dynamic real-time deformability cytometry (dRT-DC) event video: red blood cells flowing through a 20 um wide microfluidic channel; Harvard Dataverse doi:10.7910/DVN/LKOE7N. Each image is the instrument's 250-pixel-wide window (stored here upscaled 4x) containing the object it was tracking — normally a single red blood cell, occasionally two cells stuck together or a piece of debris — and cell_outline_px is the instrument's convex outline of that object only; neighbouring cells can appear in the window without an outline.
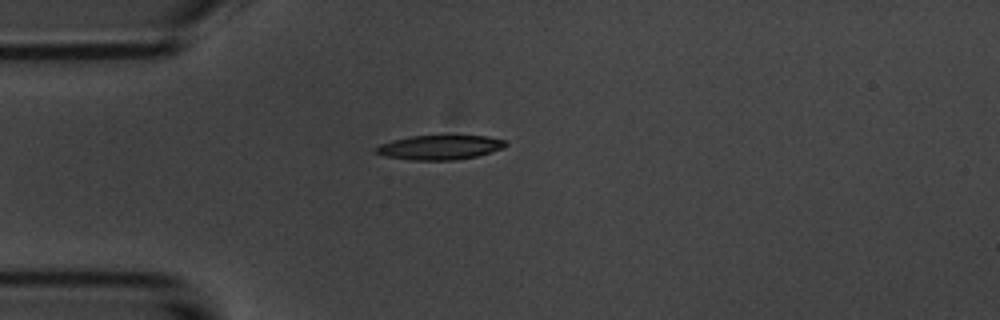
{"species": "common noctule bat (a hibernating species)", "species_latin": "Nyctalus noctula", "temperature_condition": "room temperature", "stored_images_in_passage": 1, "camera_frame_rate_fps": 3000, "um_per_image_px": 0.085, "animal": {"sex": "male", "body_mass_g": 20.1, "forearm_length_mm": 53.5}, "frame": {"image": 1, "passage_image": 1, "time_ms": 0.0, "image_size_px": [1000, 320], "cell_outline_px": [[508, 144], [504, 148], [476, 156], [452, 160], [408, 160], [384, 156], [372, 152], [380, 144], [392, 140], [412, 136], [488, 136], [504, 140]], "centroid_in_image_um": [37.35, 12.53], "position_along_channel_um": 47.7, "area_um2": 18.44}}